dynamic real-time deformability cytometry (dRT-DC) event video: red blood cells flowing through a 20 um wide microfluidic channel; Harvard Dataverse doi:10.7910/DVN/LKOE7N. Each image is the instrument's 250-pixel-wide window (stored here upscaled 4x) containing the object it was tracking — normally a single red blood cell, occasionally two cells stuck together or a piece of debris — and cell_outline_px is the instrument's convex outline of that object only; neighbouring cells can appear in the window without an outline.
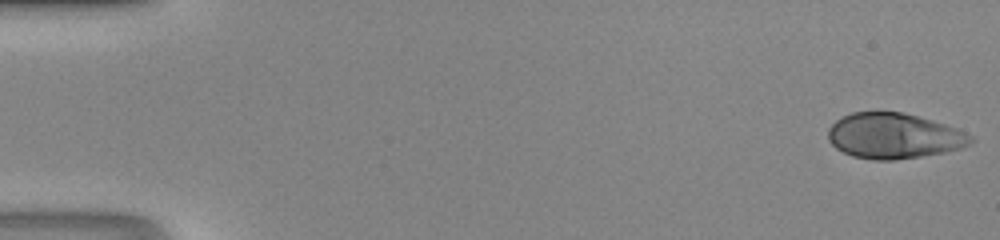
{"species": "human", "species_latin": "Homo sapiens", "temperature_condition": "room temperature", "stored_images_in_passage": 47, "camera_frame_rate_fps": 3000, "um_per_image_px": 0.085, "donor": {"sex": "male"}, "frame": {"image": 1, "passage_image": 1, "time_ms": 0.0, "image_size_px": [1000, 240], "cell_outline_px": [[976, 140], [972, 144], [960, 148], [944, 152], [920, 156], [892, 160], [872, 160], [852, 156], [836, 148], [828, 140], [828, 128], [836, 120], [852, 112], [900, 112], [932, 120], [956, 128], [972, 136]], "centroid_in_image_um": [75.98, 11.56], "position_along_channel_um": 9.0, "area_um2": 37.63}}
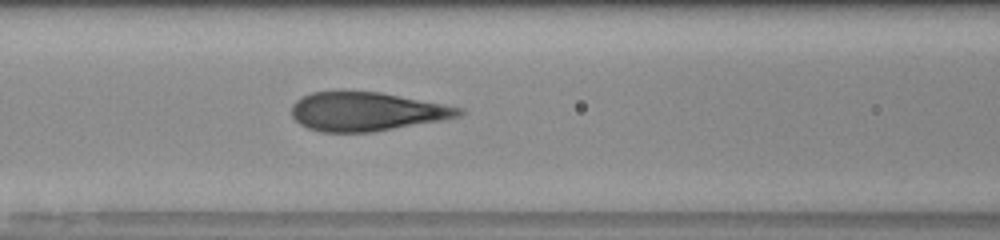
{"frame": {"image": 2, "passage_image": 21, "time_ms": 6.667, "image_size_px": [1000, 240], "cell_outline_px": [[464, 112], [460, 116], [440, 120], [372, 132], [320, 132], [308, 128], [300, 124], [292, 116], [292, 104], [296, 100], [312, 92], [380, 92], [464, 108]], "centroid_in_image_um": [31.14, 9.49], "position_along_channel_um": 135.5, "area_um2": 37.4}}
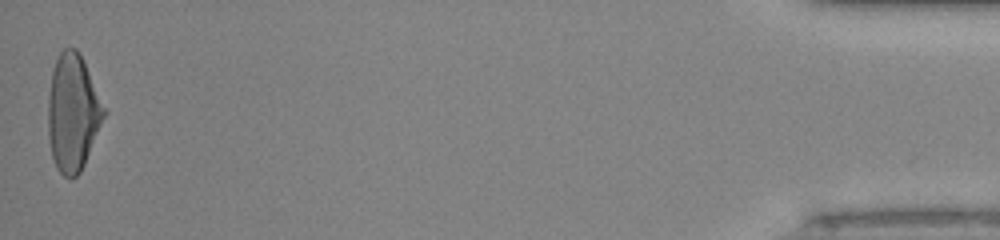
{"frame": {"image": 3, "passage_image": 47, "time_ms": 15.333, "image_size_px": [1000, 240], "cell_outline_px": [[108, 112], [84, 164], [80, 172], [76, 176], [64, 176], [56, 168], [52, 156], [48, 136], [48, 96], [52, 72], [56, 60], [60, 52], [64, 48], [76, 48]], "centroid_in_image_um": [6.19, 9.6], "position_along_channel_um": 429.0, "area_um2": 37.86}}